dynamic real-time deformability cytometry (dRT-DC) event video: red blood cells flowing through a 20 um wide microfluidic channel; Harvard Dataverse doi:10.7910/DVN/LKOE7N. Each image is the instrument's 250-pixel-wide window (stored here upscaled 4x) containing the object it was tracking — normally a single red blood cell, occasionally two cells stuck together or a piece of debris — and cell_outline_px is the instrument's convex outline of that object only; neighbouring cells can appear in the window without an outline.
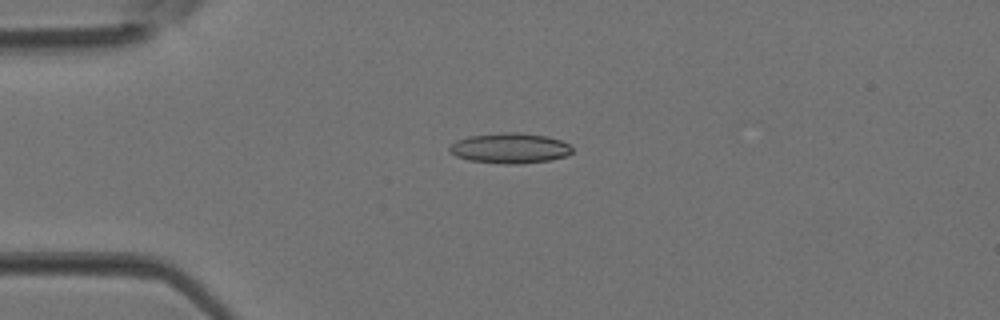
{"species": "Egyptian fruit bat (a non-hibernating species)", "species_latin": "Rousettus aegyptiacus", "temperature_condition": "room temperature", "stored_images_in_passage": 3, "camera_frame_rate_fps": 3000, "um_per_image_px": 0.085, "animal": {"sex": "female"}, "frame": {"image": 1, "passage_image": 2, "time_ms": 0.333, "image_size_px": [1000, 320], "cell_outline_px": [[572, 152], [568, 156], [548, 160], [520, 164], [504, 164], [468, 160], [456, 156], [448, 152], [448, 148], [456, 140], [468, 136], [508, 132], [520, 132], [548, 136], [560, 140], [568, 144], [572, 148]], "centroid_in_image_um": [43.33, 12.59], "position_along_channel_um": 41.7, "area_um2": 21.79}}